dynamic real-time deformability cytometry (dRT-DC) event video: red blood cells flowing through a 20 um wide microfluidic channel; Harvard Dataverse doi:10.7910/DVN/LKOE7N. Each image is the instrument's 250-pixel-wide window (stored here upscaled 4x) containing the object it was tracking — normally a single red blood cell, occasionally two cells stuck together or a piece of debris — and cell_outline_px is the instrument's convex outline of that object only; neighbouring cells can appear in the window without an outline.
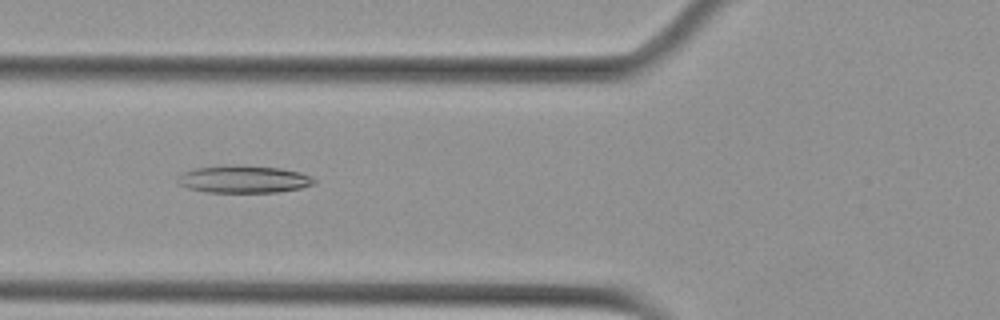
{"species": "Egyptian fruit bat (a non-hibernating species)", "species_latin": "Rousettus aegyptiacus", "temperature_condition": "cold", "stored_images_in_passage": 43, "camera_frame_rate_fps": 3000, "um_per_image_px": 0.085, "animal": {"sex": "female"}, "frame": {"image": 1, "passage_image": 8, "time_ms": 2.333, "image_size_px": [1000, 320], "cell_outline_px": [[316, 184], [300, 188], [280, 192], [208, 192], [188, 188], [176, 184], [180, 172], [196, 168], [224, 164], [244, 164], [280, 168], [300, 172], [312, 176], [316, 180]], "centroid_in_image_um": [20.7, 15.21], "position_along_channel_um": 105.1, "area_um2": 22.37}}
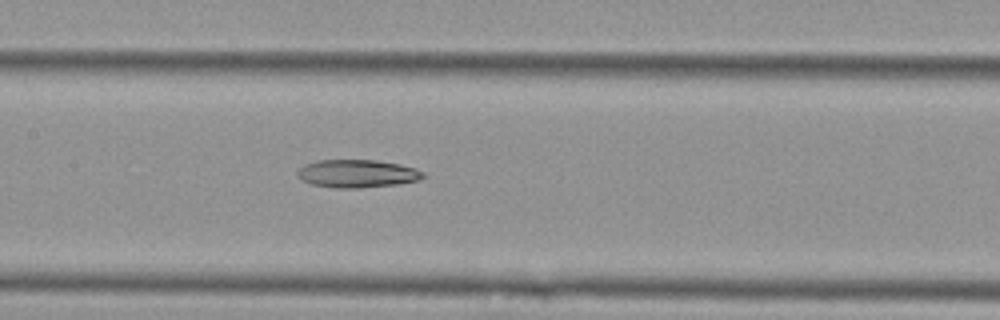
{"frame": {"image": 2, "passage_image": 14, "time_ms": 4.333, "image_size_px": [1000, 320], "cell_outline_px": [[428, 176], [420, 180], [400, 184], [360, 188], [336, 188], [312, 184], [300, 180], [296, 176], [296, 172], [304, 164], [320, 160], [376, 160], [400, 164], [416, 168], [424, 172]], "centroid_in_image_um": [30.4, 14.76], "position_along_channel_um": 177.0, "area_um2": 20.81}}
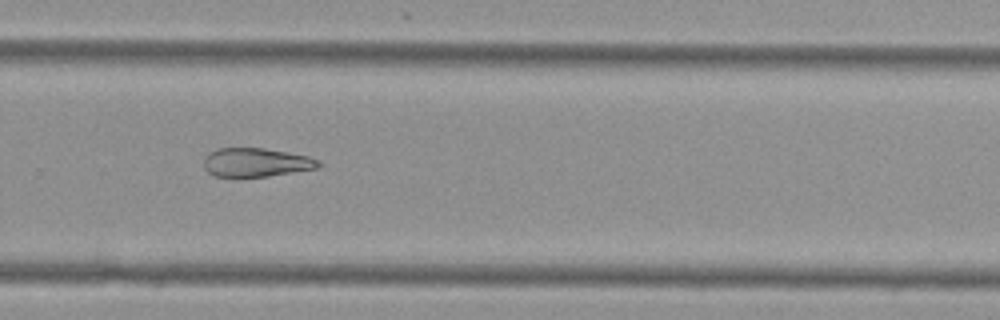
{"frame": {"image": 3, "passage_image": 25, "time_ms": 8.0, "image_size_px": [1000, 320], "cell_outline_px": [[324, 164], [316, 168], [268, 176], [216, 176], [208, 172], [204, 168], [204, 156], [208, 152], [216, 148], [264, 148], [288, 152], [308, 156], [320, 160]], "centroid_in_image_um": [21.76, 13.79], "position_along_channel_um": 308.0, "area_um2": 19.25}}